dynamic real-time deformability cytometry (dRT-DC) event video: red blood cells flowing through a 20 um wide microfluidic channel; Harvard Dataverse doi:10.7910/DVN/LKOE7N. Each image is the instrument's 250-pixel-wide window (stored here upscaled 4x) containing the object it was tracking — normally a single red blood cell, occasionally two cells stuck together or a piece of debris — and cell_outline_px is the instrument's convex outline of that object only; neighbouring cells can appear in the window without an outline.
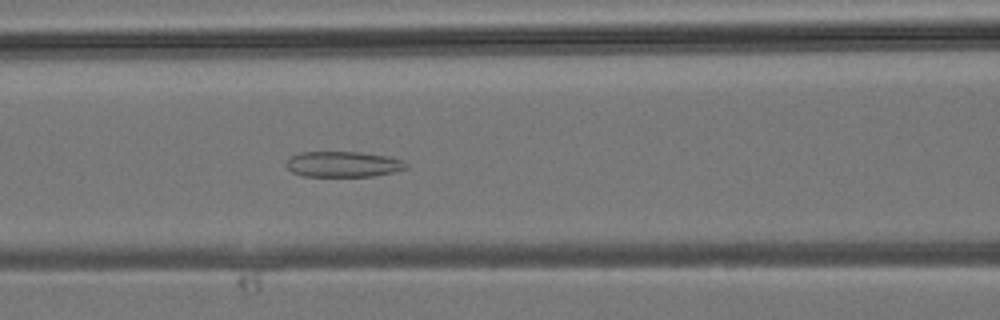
{"species": "common noctule bat (a hibernating species)", "species_latin": "Nyctalus noctula", "temperature_condition": "room temperature", "stored_images_in_passage": 32, "camera_frame_rate_fps": 3000, "um_per_image_px": 0.085, "animal": {"sex": "male", "body_mass_g": 19.2, "forearm_length_mm": 51.8}, "frame": {"image": 1, "passage_image": 9, "time_ms": 2.667, "image_size_px": [1000, 320], "cell_outline_px": [[408, 168], [392, 172], [372, 176], [304, 176], [292, 172], [284, 164], [292, 156], [300, 152], [356, 152], [388, 156], [404, 160], [408, 164]], "centroid_in_image_um": [29.18, 13.96], "position_along_channel_um": 137.4, "area_um2": 17.86}}
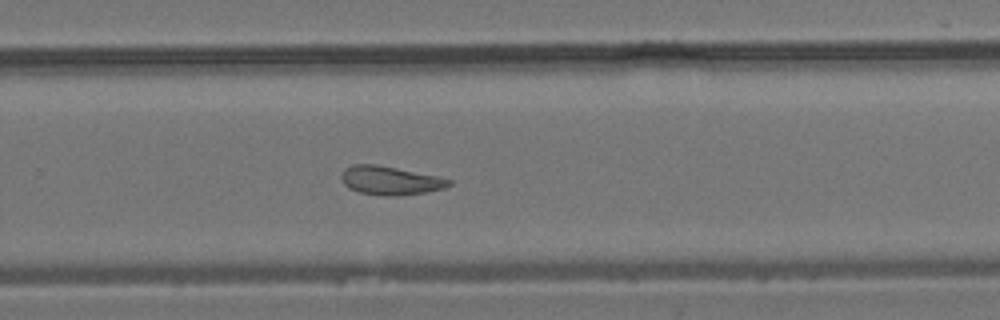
{"frame": {"image": 2, "passage_image": 18, "time_ms": 5.667, "image_size_px": [1000, 320], "cell_outline_px": [[452, 184], [444, 188], [424, 192], [396, 196], [384, 196], [360, 192], [348, 188], [344, 184], [340, 176], [344, 168], [352, 164], [376, 164], [436, 176], [452, 180]], "centroid_in_image_um": [33.13, 15.34], "position_along_channel_um": 296.7, "area_um2": 17.86}}
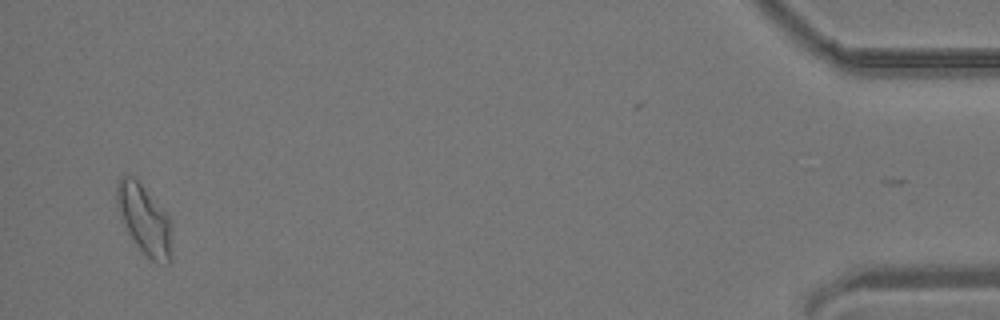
{"frame": {"image": 3, "passage_image": 30, "time_ms": 9.667, "image_size_px": [1000, 320], "cell_outline_px": [[172, 260], [168, 264], [160, 264], [152, 260], [140, 248], [128, 232], [124, 224], [116, 204], [116, 188], [120, 176], [132, 176], [168, 212], [172, 220]], "centroid_in_image_um": [12.34, 18.69], "position_along_channel_um": 422.9, "area_um2": 22.54}}